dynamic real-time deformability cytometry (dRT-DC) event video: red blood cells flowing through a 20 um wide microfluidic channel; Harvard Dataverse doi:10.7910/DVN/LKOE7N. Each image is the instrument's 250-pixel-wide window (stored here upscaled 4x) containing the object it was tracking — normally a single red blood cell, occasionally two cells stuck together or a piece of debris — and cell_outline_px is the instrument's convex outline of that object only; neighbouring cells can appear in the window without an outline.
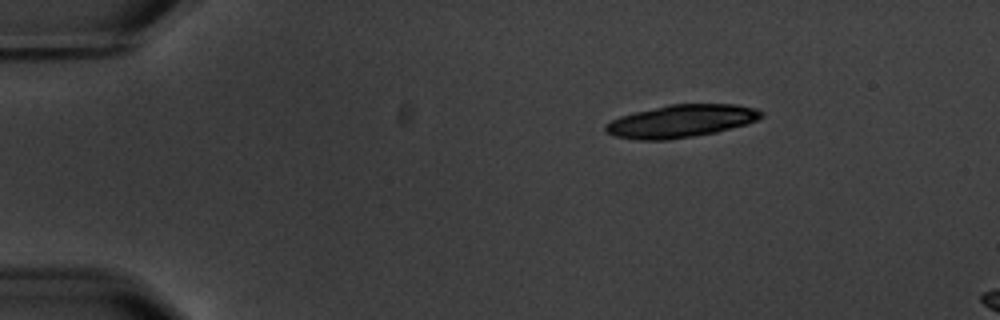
{"species": "common noctule bat (a hibernating species)", "species_latin": "Nyctalus noctula", "temperature_condition": "warm", "stored_images_in_passage": 3, "camera_frame_rate_fps": 3000, "um_per_image_px": 0.085, "animal": {"sex": "male", "body_mass_g": 20.1, "forearm_length_mm": 53.5}, "frame": {"image": 1, "passage_image": 1, "time_ms": 0.0, "image_size_px": [1000, 320], "cell_outline_px": [[764, 116], [748, 124], [716, 132], [692, 136], [664, 140], [640, 140], [616, 136], [604, 132], [604, 124], [620, 116], [636, 112], [672, 104], [736, 104], [756, 108], [764, 112]], "centroid_in_image_um": [57.92, 10.29], "position_along_channel_um": 27.1, "area_um2": 29.54}}